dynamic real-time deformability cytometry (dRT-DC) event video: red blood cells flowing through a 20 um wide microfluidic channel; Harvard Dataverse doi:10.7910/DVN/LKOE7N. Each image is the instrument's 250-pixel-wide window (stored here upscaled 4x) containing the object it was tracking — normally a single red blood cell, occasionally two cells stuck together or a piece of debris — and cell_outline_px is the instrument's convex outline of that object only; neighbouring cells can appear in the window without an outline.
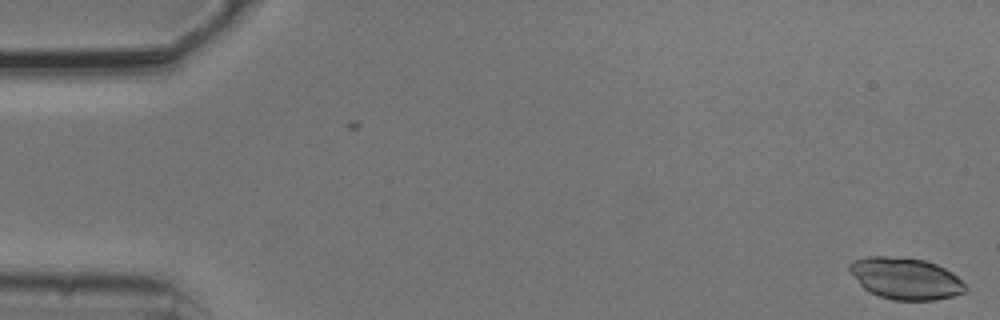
{"species": "common noctule bat (a hibernating species)", "species_latin": "Nyctalus noctula", "temperature_condition": "cold", "stored_images_in_passage": 2, "camera_frame_rate_fps": 3000, "um_per_image_px": 0.085, "animal": {"sex": "male", "body_mass_g": 20.5, "forearm_length_mm": 52.5}, "frame": {"image": 1, "passage_image": 1, "time_ms": 0.0, "image_size_px": [1000, 320], "cell_outline_px": [[968, 288], [964, 292], [952, 296], [932, 300], [892, 300], [868, 292], [860, 284], [848, 268], [848, 264], [852, 260], [864, 256], [884, 256], [924, 260], [936, 264], [952, 272]], "centroid_in_image_um": [76.94, 23.67], "position_along_channel_um": 8.1, "area_um2": 27.98}}